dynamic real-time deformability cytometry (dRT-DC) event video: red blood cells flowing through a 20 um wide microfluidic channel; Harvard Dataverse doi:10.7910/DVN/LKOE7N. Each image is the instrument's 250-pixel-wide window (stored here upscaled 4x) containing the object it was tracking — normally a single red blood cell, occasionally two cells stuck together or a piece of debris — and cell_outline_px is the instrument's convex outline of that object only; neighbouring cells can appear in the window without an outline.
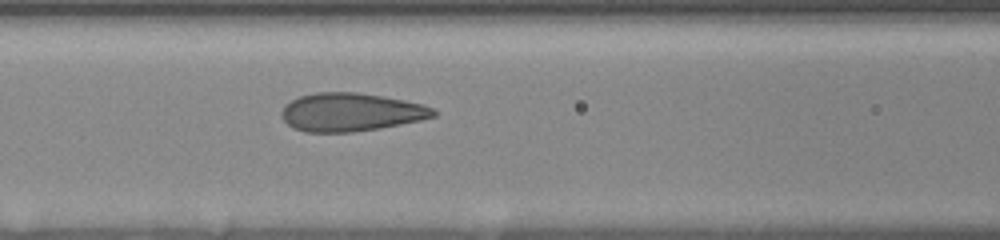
{"species": "human", "species_latin": "Homo sapiens", "temperature_condition": "room temperature", "stored_images_in_passage": 7, "segment_of_instrument_passage": [1, 2], "camera_frame_rate_fps": 3000, "um_per_image_px": 0.085, "donor": {"sex": "female"}, "frame": {"image": 1, "passage_image": 6, "time_ms": 4.333, "image_size_px": [1000, 240], "cell_outline_px": [[436, 116], [420, 120], [380, 128], [352, 132], [304, 132], [292, 128], [280, 116], [280, 112], [284, 104], [300, 96], [316, 92], [356, 92], [404, 100], [424, 104], [432, 108], [436, 112]], "centroid_in_image_um": [29.78, 9.53], "position_along_channel_um": 136.8, "area_um2": 33.93}}